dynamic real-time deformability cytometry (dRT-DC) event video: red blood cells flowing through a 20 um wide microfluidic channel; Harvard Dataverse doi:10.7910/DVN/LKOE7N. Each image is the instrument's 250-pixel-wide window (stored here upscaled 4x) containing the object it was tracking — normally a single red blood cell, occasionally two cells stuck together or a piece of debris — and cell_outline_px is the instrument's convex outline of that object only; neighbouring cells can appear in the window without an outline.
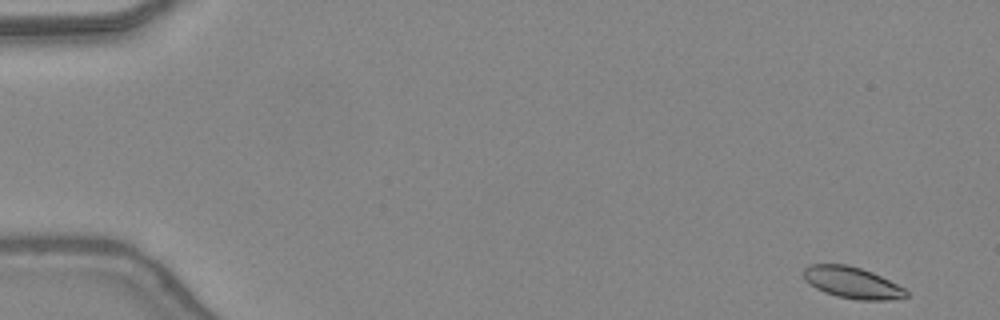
{"species": "common noctule bat (a hibernating species)", "species_latin": "Nyctalus noctula", "temperature_condition": "warm", "stored_images_in_passage": 46, "camera_frame_rate_fps": 3000, "um_per_image_px": 0.085, "animal": {"sex": "female", "body_mass_g": 24.6, "forearm_length_mm": 56.2}, "frame": {"image": 1, "passage_image": 1, "time_ms": 0.0, "image_size_px": [1000, 320], "cell_outline_px": [[908, 296], [888, 300], [856, 300], [836, 296], [824, 292], [816, 288], [804, 280], [804, 268], [812, 264], [848, 264], [872, 272], [904, 288], [908, 292]], "centroid_in_image_um": [72.42, 24.03], "position_along_channel_um": 12.6, "area_um2": 18.73}}
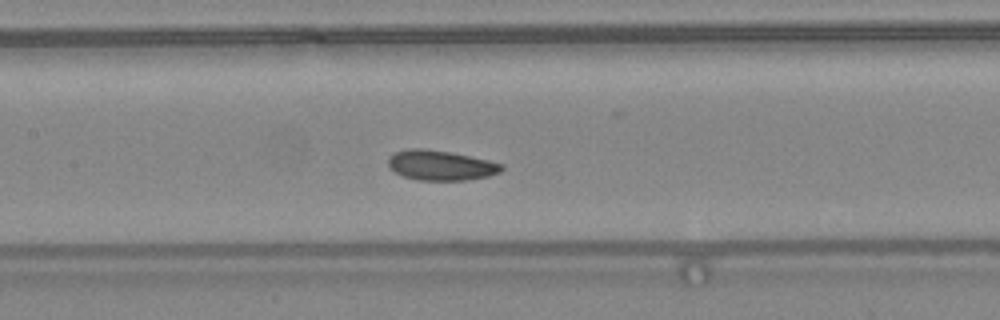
{"frame": {"image": 2, "passage_image": 22, "time_ms": 7.0, "image_size_px": [1000, 320], "cell_outline_px": [[504, 168], [500, 172], [488, 176], [464, 180], [416, 180], [404, 176], [396, 172], [388, 164], [388, 156], [396, 152], [408, 148], [424, 148], [448, 152], [488, 160], [504, 164]], "centroid_in_image_um": [37.46, 14.05], "position_along_channel_um": 169.9, "area_um2": 19.65}}
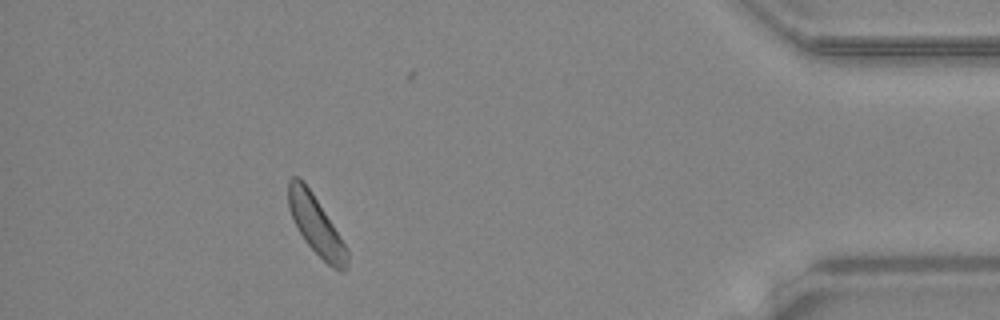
{"frame": {"image": 3, "passage_image": 42, "time_ms": 13.667, "image_size_px": [1000, 320], "cell_outline_px": [[348, 264], [344, 272], [340, 272], [332, 268], [304, 240], [288, 208], [288, 180], [292, 176], [300, 176], [304, 180], [312, 192], [348, 248]], "centroid_in_image_um": [26.87, 19.12], "position_along_channel_um": 408.3, "area_um2": 20.06}, "authors_computed_cell_mechanics": {"area_um2": 19.7387, "velocity_mm_per_s": 4.3536, "shape_relaxation_time_tau1_ms": 2.2231, "shape_relaxation_time_tau2_ms": 3.9362, "deformation_change_tau1": 0.057, "deformation_change_tau2": 0.0956}}